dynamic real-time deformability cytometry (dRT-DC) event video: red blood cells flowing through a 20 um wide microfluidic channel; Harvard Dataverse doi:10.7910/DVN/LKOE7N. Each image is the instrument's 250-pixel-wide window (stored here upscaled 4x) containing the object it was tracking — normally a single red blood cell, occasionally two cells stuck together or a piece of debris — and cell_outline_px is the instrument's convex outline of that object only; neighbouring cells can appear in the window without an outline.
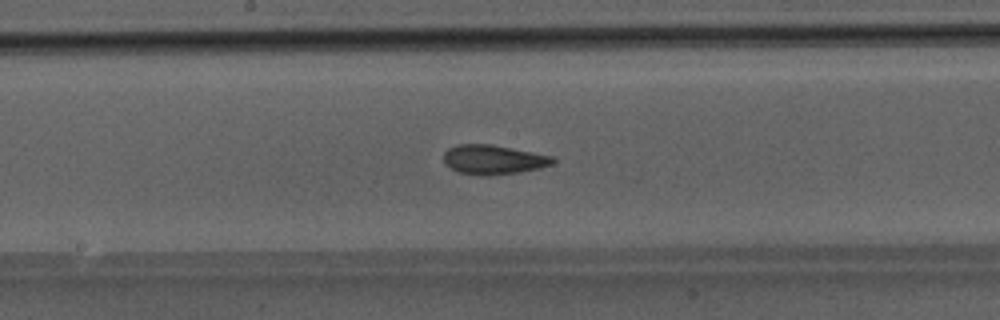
{"species": "Egyptian fruit bat (a non-hibernating species)", "species_latin": "Rousettus aegyptiacus", "temperature_condition": "room temperature", "stored_images_in_passage": 35, "camera_frame_rate_fps": 3000, "um_per_image_px": 0.085, "animal": {"sex": "male"}, "frame": {"image": 1, "passage_image": 12, "time_ms": 3.667, "image_size_px": [1000, 320], "cell_outline_px": [[556, 160], [552, 164], [540, 168], [520, 172], [488, 176], [480, 176], [460, 172], [452, 168], [444, 160], [444, 152], [448, 148], [456, 144], [492, 144], [552, 156]], "centroid_in_image_um": [41.94, 13.56], "position_along_channel_um": 206.3, "area_um2": 18.67}}
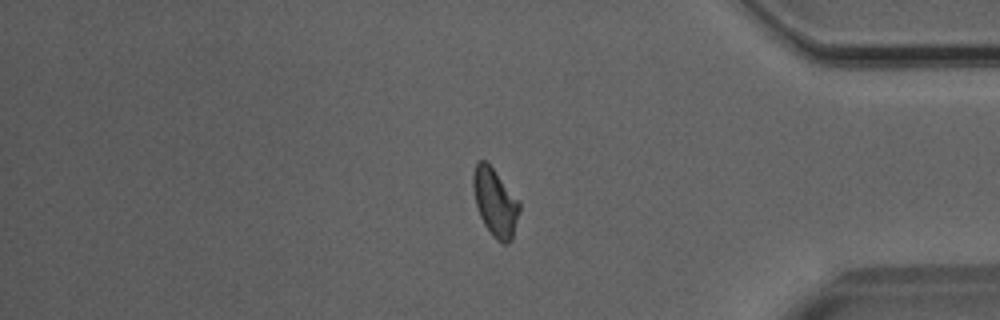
{"frame": {"image": 2, "passage_image": 27, "time_ms": 8.667, "image_size_px": [1000, 320], "cell_outline_px": [[520, 208], [512, 240], [508, 244], [504, 244], [496, 240], [492, 236], [484, 224], [480, 216], [476, 204], [472, 184], [472, 176], [476, 164], [480, 160], [484, 160], [492, 168], [520, 200]], "centroid_in_image_um": [42.1, 17.23], "position_along_channel_um": 393.1, "area_um2": 18.26}}
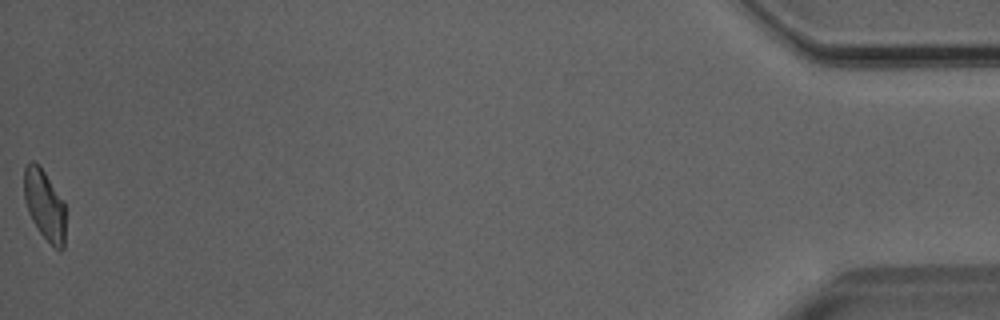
{"frame": {"image": 3, "passage_image": 35, "time_ms": 11.333, "image_size_px": [1000, 320], "cell_outline_px": [[64, 248], [60, 252], [40, 232], [32, 220], [28, 212], [24, 200], [24, 168], [32, 160], [40, 164], [64, 200]], "centroid_in_image_um": [3.78, 17.37], "position_along_channel_um": 431.4, "area_um2": 17.05}}